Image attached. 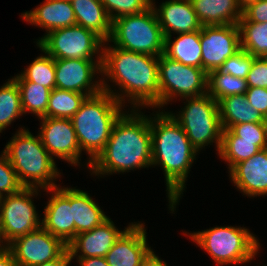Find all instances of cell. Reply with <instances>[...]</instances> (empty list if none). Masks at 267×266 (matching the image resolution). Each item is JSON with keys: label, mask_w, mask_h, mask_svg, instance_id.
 Masks as SVG:
<instances>
[{"label": "cell", "mask_w": 267, "mask_h": 266, "mask_svg": "<svg viewBox=\"0 0 267 266\" xmlns=\"http://www.w3.org/2000/svg\"><path fill=\"white\" fill-rule=\"evenodd\" d=\"M151 4L155 1V0H148Z\"/></svg>", "instance_id": "7dc6e473"}, {"label": "cell", "mask_w": 267, "mask_h": 266, "mask_svg": "<svg viewBox=\"0 0 267 266\" xmlns=\"http://www.w3.org/2000/svg\"><path fill=\"white\" fill-rule=\"evenodd\" d=\"M0 266H17L14 255L8 247L0 252Z\"/></svg>", "instance_id": "ee69618b"}, {"label": "cell", "mask_w": 267, "mask_h": 266, "mask_svg": "<svg viewBox=\"0 0 267 266\" xmlns=\"http://www.w3.org/2000/svg\"><path fill=\"white\" fill-rule=\"evenodd\" d=\"M23 114L19 87L13 78L8 79L0 87V133Z\"/></svg>", "instance_id": "4dcf8cb0"}, {"label": "cell", "mask_w": 267, "mask_h": 266, "mask_svg": "<svg viewBox=\"0 0 267 266\" xmlns=\"http://www.w3.org/2000/svg\"><path fill=\"white\" fill-rule=\"evenodd\" d=\"M3 151L23 187L45 190L60 186L55 181L61 176V172L39 135L34 136L28 129L21 127Z\"/></svg>", "instance_id": "5b68a950"}, {"label": "cell", "mask_w": 267, "mask_h": 266, "mask_svg": "<svg viewBox=\"0 0 267 266\" xmlns=\"http://www.w3.org/2000/svg\"><path fill=\"white\" fill-rule=\"evenodd\" d=\"M108 41L125 50L157 57L165 50V36L152 5L142 13L113 20Z\"/></svg>", "instance_id": "ba28073f"}, {"label": "cell", "mask_w": 267, "mask_h": 266, "mask_svg": "<svg viewBox=\"0 0 267 266\" xmlns=\"http://www.w3.org/2000/svg\"><path fill=\"white\" fill-rule=\"evenodd\" d=\"M71 261L70 252L67 248L58 258L36 266H69Z\"/></svg>", "instance_id": "60d3db41"}, {"label": "cell", "mask_w": 267, "mask_h": 266, "mask_svg": "<svg viewBox=\"0 0 267 266\" xmlns=\"http://www.w3.org/2000/svg\"><path fill=\"white\" fill-rule=\"evenodd\" d=\"M87 97L83 93L54 88L44 117L71 119Z\"/></svg>", "instance_id": "f1b7e54d"}, {"label": "cell", "mask_w": 267, "mask_h": 266, "mask_svg": "<svg viewBox=\"0 0 267 266\" xmlns=\"http://www.w3.org/2000/svg\"><path fill=\"white\" fill-rule=\"evenodd\" d=\"M254 59L255 57L250 53L240 49L233 56L227 58L218 70L234 77L246 79Z\"/></svg>", "instance_id": "d590c367"}, {"label": "cell", "mask_w": 267, "mask_h": 266, "mask_svg": "<svg viewBox=\"0 0 267 266\" xmlns=\"http://www.w3.org/2000/svg\"><path fill=\"white\" fill-rule=\"evenodd\" d=\"M103 44L97 34L77 24L53 30L36 41L54 59L102 60Z\"/></svg>", "instance_id": "30bf717a"}, {"label": "cell", "mask_w": 267, "mask_h": 266, "mask_svg": "<svg viewBox=\"0 0 267 266\" xmlns=\"http://www.w3.org/2000/svg\"><path fill=\"white\" fill-rule=\"evenodd\" d=\"M41 189L22 188L15 194L0 198V229L7 246L16 238L41 227L33 196Z\"/></svg>", "instance_id": "8fae6325"}, {"label": "cell", "mask_w": 267, "mask_h": 266, "mask_svg": "<svg viewBox=\"0 0 267 266\" xmlns=\"http://www.w3.org/2000/svg\"><path fill=\"white\" fill-rule=\"evenodd\" d=\"M22 184L18 180L16 171L13 169L4 151L0 154V198L19 192Z\"/></svg>", "instance_id": "8d00e7d4"}, {"label": "cell", "mask_w": 267, "mask_h": 266, "mask_svg": "<svg viewBox=\"0 0 267 266\" xmlns=\"http://www.w3.org/2000/svg\"><path fill=\"white\" fill-rule=\"evenodd\" d=\"M260 149L256 141L240 140L230 129H223L219 158L223 159L230 171L236 164L249 159Z\"/></svg>", "instance_id": "4316f807"}, {"label": "cell", "mask_w": 267, "mask_h": 266, "mask_svg": "<svg viewBox=\"0 0 267 266\" xmlns=\"http://www.w3.org/2000/svg\"><path fill=\"white\" fill-rule=\"evenodd\" d=\"M158 63L157 56L125 50L112 43L110 46L109 41H105L101 66L102 90L124 107L128 102L132 109L150 107L155 110L159 108ZM108 81L118 86L120 91L112 90Z\"/></svg>", "instance_id": "6da1fadb"}, {"label": "cell", "mask_w": 267, "mask_h": 266, "mask_svg": "<svg viewBox=\"0 0 267 266\" xmlns=\"http://www.w3.org/2000/svg\"><path fill=\"white\" fill-rule=\"evenodd\" d=\"M56 88L92 96L102 91V80H94L102 74V60L54 59Z\"/></svg>", "instance_id": "5bb4252c"}, {"label": "cell", "mask_w": 267, "mask_h": 266, "mask_svg": "<svg viewBox=\"0 0 267 266\" xmlns=\"http://www.w3.org/2000/svg\"><path fill=\"white\" fill-rule=\"evenodd\" d=\"M245 96L248 103L267 119V88L248 87Z\"/></svg>", "instance_id": "ab89813d"}, {"label": "cell", "mask_w": 267, "mask_h": 266, "mask_svg": "<svg viewBox=\"0 0 267 266\" xmlns=\"http://www.w3.org/2000/svg\"><path fill=\"white\" fill-rule=\"evenodd\" d=\"M248 87L267 88V58L255 57L247 75Z\"/></svg>", "instance_id": "74e56055"}, {"label": "cell", "mask_w": 267, "mask_h": 266, "mask_svg": "<svg viewBox=\"0 0 267 266\" xmlns=\"http://www.w3.org/2000/svg\"><path fill=\"white\" fill-rule=\"evenodd\" d=\"M151 5L157 15L159 25L165 37L171 34L201 30L202 24L197 18L190 0H166L158 7Z\"/></svg>", "instance_id": "ffe728a7"}, {"label": "cell", "mask_w": 267, "mask_h": 266, "mask_svg": "<svg viewBox=\"0 0 267 266\" xmlns=\"http://www.w3.org/2000/svg\"><path fill=\"white\" fill-rule=\"evenodd\" d=\"M51 194L44 207L41 226L68 245L75 238V223L70 206V187L45 189Z\"/></svg>", "instance_id": "2e32d148"}, {"label": "cell", "mask_w": 267, "mask_h": 266, "mask_svg": "<svg viewBox=\"0 0 267 266\" xmlns=\"http://www.w3.org/2000/svg\"><path fill=\"white\" fill-rule=\"evenodd\" d=\"M160 111L153 112V117L150 115L152 167L161 166L163 169L168 208L173 213L185 191V182L199 152L180 124L164 109Z\"/></svg>", "instance_id": "3957f363"}, {"label": "cell", "mask_w": 267, "mask_h": 266, "mask_svg": "<svg viewBox=\"0 0 267 266\" xmlns=\"http://www.w3.org/2000/svg\"><path fill=\"white\" fill-rule=\"evenodd\" d=\"M21 95L23 113H31L38 119L46 115L51 90L30 81H16Z\"/></svg>", "instance_id": "f546056e"}, {"label": "cell", "mask_w": 267, "mask_h": 266, "mask_svg": "<svg viewBox=\"0 0 267 266\" xmlns=\"http://www.w3.org/2000/svg\"><path fill=\"white\" fill-rule=\"evenodd\" d=\"M76 24L97 34L104 42L111 35L112 20L100 0H71Z\"/></svg>", "instance_id": "603a6c76"}, {"label": "cell", "mask_w": 267, "mask_h": 266, "mask_svg": "<svg viewBox=\"0 0 267 266\" xmlns=\"http://www.w3.org/2000/svg\"><path fill=\"white\" fill-rule=\"evenodd\" d=\"M184 108L173 113L167 111L185 131L190 143L200 152L205 146L215 143L219 152L222 142V125L218 102L208 93L183 98Z\"/></svg>", "instance_id": "52a82bcc"}, {"label": "cell", "mask_w": 267, "mask_h": 266, "mask_svg": "<svg viewBox=\"0 0 267 266\" xmlns=\"http://www.w3.org/2000/svg\"><path fill=\"white\" fill-rule=\"evenodd\" d=\"M241 49L253 57L267 56V22H238Z\"/></svg>", "instance_id": "d6a6232c"}, {"label": "cell", "mask_w": 267, "mask_h": 266, "mask_svg": "<svg viewBox=\"0 0 267 266\" xmlns=\"http://www.w3.org/2000/svg\"><path fill=\"white\" fill-rule=\"evenodd\" d=\"M185 233L189 234L191 241L204 249L219 266L251 262L261 248L259 239L246 227L215 226Z\"/></svg>", "instance_id": "8992f818"}, {"label": "cell", "mask_w": 267, "mask_h": 266, "mask_svg": "<svg viewBox=\"0 0 267 266\" xmlns=\"http://www.w3.org/2000/svg\"><path fill=\"white\" fill-rule=\"evenodd\" d=\"M23 21L45 29L46 33L53 30L76 25L72 4L68 0H44L35 9L23 12Z\"/></svg>", "instance_id": "44dd1931"}, {"label": "cell", "mask_w": 267, "mask_h": 266, "mask_svg": "<svg viewBox=\"0 0 267 266\" xmlns=\"http://www.w3.org/2000/svg\"><path fill=\"white\" fill-rule=\"evenodd\" d=\"M155 251L152 249L148 255L142 260L140 266H167L165 261H162L159 256H157Z\"/></svg>", "instance_id": "7bdbcfd3"}, {"label": "cell", "mask_w": 267, "mask_h": 266, "mask_svg": "<svg viewBox=\"0 0 267 266\" xmlns=\"http://www.w3.org/2000/svg\"><path fill=\"white\" fill-rule=\"evenodd\" d=\"M124 106L111 94L101 91L89 96L71 118L82 151H86L89 169L91 163L103 151L111 135L114 123L125 112Z\"/></svg>", "instance_id": "277c9868"}, {"label": "cell", "mask_w": 267, "mask_h": 266, "mask_svg": "<svg viewBox=\"0 0 267 266\" xmlns=\"http://www.w3.org/2000/svg\"><path fill=\"white\" fill-rule=\"evenodd\" d=\"M113 21L127 15L144 12L151 6L148 0H100Z\"/></svg>", "instance_id": "836d02e7"}, {"label": "cell", "mask_w": 267, "mask_h": 266, "mask_svg": "<svg viewBox=\"0 0 267 266\" xmlns=\"http://www.w3.org/2000/svg\"><path fill=\"white\" fill-rule=\"evenodd\" d=\"M41 56L33 60L31 64L24 69V71L12 77L15 81H30L46 88L51 91L56 88V73L54 58L48 55L40 48Z\"/></svg>", "instance_id": "83f0119b"}, {"label": "cell", "mask_w": 267, "mask_h": 266, "mask_svg": "<svg viewBox=\"0 0 267 266\" xmlns=\"http://www.w3.org/2000/svg\"><path fill=\"white\" fill-rule=\"evenodd\" d=\"M129 110L114 123L105 148L90 165L91 175L102 177L152 167L150 116L141 109Z\"/></svg>", "instance_id": "7a4b0ae2"}, {"label": "cell", "mask_w": 267, "mask_h": 266, "mask_svg": "<svg viewBox=\"0 0 267 266\" xmlns=\"http://www.w3.org/2000/svg\"><path fill=\"white\" fill-rule=\"evenodd\" d=\"M79 266H110L105 257L76 258Z\"/></svg>", "instance_id": "b9f144b4"}, {"label": "cell", "mask_w": 267, "mask_h": 266, "mask_svg": "<svg viewBox=\"0 0 267 266\" xmlns=\"http://www.w3.org/2000/svg\"><path fill=\"white\" fill-rule=\"evenodd\" d=\"M177 35L174 40L172 35L165 37L164 54L184 65L202 68L200 30Z\"/></svg>", "instance_id": "484cf974"}, {"label": "cell", "mask_w": 267, "mask_h": 266, "mask_svg": "<svg viewBox=\"0 0 267 266\" xmlns=\"http://www.w3.org/2000/svg\"><path fill=\"white\" fill-rule=\"evenodd\" d=\"M70 206L75 223V237L81 232L94 229L109 218L89 193L76 187H70Z\"/></svg>", "instance_id": "cb8c5ba5"}, {"label": "cell", "mask_w": 267, "mask_h": 266, "mask_svg": "<svg viewBox=\"0 0 267 266\" xmlns=\"http://www.w3.org/2000/svg\"><path fill=\"white\" fill-rule=\"evenodd\" d=\"M17 266H36L58 258L68 247L42 226L8 245Z\"/></svg>", "instance_id": "4fadbf2b"}, {"label": "cell", "mask_w": 267, "mask_h": 266, "mask_svg": "<svg viewBox=\"0 0 267 266\" xmlns=\"http://www.w3.org/2000/svg\"><path fill=\"white\" fill-rule=\"evenodd\" d=\"M218 106L223 129L240 123H267V119L248 103L245 94L224 97Z\"/></svg>", "instance_id": "d4e9b609"}, {"label": "cell", "mask_w": 267, "mask_h": 266, "mask_svg": "<svg viewBox=\"0 0 267 266\" xmlns=\"http://www.w3.org/2000/svg\"><path fill=\"white\" fill-rule=\"evenodd\" d=\"M239 22H267V0H259L245 7Z\"/></svg>", "instance_id": "f35d334b"}, {"label": "cell", "mask_w": 267, "mask_h": 266, "mask_svg": "<svg viewBox=\"0 0 267 266\" xmlns=\"http://www.w3.org/2000/svg\"><path fill=\"white\" fill-rule=\"evenodd\" d=\"M159 109L177 97H196L208 93V73L202 68L184 65L164 53L159 56Z\"/></svg>", "instance_id": "9c48e42d"}, {"label": "cell", "mask_w": 267, "mask_h": 266, "mask_svg": "<svg viewBox=\"0 0 267 266\" xmlns=\"http://www.w3.org/2000/svg\"><path fill=\"white\" fill-rule=\"evenodd\" d=\"M8 246L3 240L2 234H1V229H0V252L6 249Z\"/></svg>", "instance_id": "bcb514c9"}, {"label": "cell", "mask_w": 267, "mask_h": 266, "mask_svg": "<svg viewBox=\"0 0 267 266\" xmlns=\"http://www.w3.org/2000/svg\"><path fill=\"white\" fill-rule=\"evenodd\" d=\"M123 231L108 218L90 231L81 232L67 245L71 260L75 258L105 257Z\"/></svg>", "instance_id": "ac0fdd59"}, {"label": "cell", "mask_w": 267, "mask_h": 266, "mask_svg": "<svg viewBox=\"0 0 267 266\" xmlns=\"http://www.w3.org/2000/svg\"><path fill=\"white\" fill-rule=\"evenodd\" d=\"M202 69L209 73L241 49L238 24L202 26L200 30Z\"/></svg>", "instance_id": "7c38bea8"}, {"label": "cell", "mask_w": 267, "mask_h": 266, "mask_svg": "<svg viewBox=\"0 0 267 266\" xmlns=\"http://www.w3.org/2000/svg\"><path fill=\"white\" fill-rule=\"evenodd\" d=\"M228 173L243 195L249 198L267 196V148L236 164Z\"/></svg>", "instance_id": "d6986e66"}, {"label": "cell", "mask_w": 267, "mask_h": 266, "mask_svg": "<svg viewBox=\"0 0 267 266\" xmlns=\"http://www.w3.org/2000/svg\"><path fill=\"white\" fill-rule=\"evenodd\" d=\"M237 1H238L240 8L243 10L249 4L259 1V0H237Z\"/></svg>", "instance_id": "f6af8a7d"}, {"label": "cell", "mask_w": 267, "mask_h": 266, "mask_svg": "<svg viewBox=\"0 0 267 266\" xmlns=\"http://www.w3.org/2000/svg\"><path fill=\"white\" fill-rule=\"evenodd\" d=\"M246 79L234 77L218 69L208 73V94L217 102L230 95L245 94Z\"/></svg>", "instance_id": "1f68e13d"}, {"label": "cell", "mask_w": 267, "mask_h": 266, "mask_svg": "<svg viewBox=\"0 0 267 266\" xmlns=\"http://www.w3.org/2000/svg\"><path fill=\"white\" fill-rule=\"evenodd\" d=\"M202 26L238 24L242 9L237 0H190Z\"/></svg>", "instance_id": "7402d4cb"}, {"label": "cell", "mask_w": 267, "mask_h": 266, "mask_svg": "<svg viewBox=\"0 0 267 266\" xmlns=\"http://www.w3.org/2000/svg\"><path fill=\"white\" fill-rule=\"evenodd\" d=\"M145 223L132 224L116 240L105 258L110 266H140L152 250L147 243Z\"/></svg>", "instance_id": "e0dca14e"}, {"label": "cell", "mask_w": 267, "mask_h": 266, "mask_svg": "<svg viewBox=\"0 0 267 266\" xmlns=\"http://www.w3.org/2000/svg\"><path fill=\"white\" fill-rule=\"evenodd\" d=\"M230 130L240 140L256 141L260 150L267 148V123H240L233 125Z\"/></svg>", "instance_id": "e575fe53"}, {"label": "cell", "mask_w": 267, "mask_h": 266, "mask_svg": "<svg viewBox=\"0 0 267 266\" xmlns=\"http://www.w3.org/2000/svg\"><path fill=\"white\" fill-rule=\"evenodd\" d=\"M38 135L48 153L71 166H81V149L71 119L42 117Z\"/></svg>", "instance_id": "9a60e30c"}]
</instances>
